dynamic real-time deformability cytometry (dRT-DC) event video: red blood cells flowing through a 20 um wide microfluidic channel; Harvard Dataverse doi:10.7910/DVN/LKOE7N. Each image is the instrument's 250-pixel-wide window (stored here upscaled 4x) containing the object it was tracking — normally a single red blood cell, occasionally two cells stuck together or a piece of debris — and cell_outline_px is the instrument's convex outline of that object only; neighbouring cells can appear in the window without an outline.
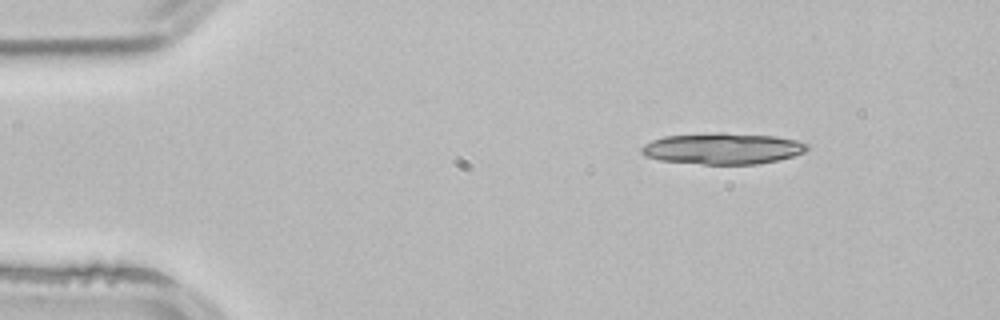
{"species": "common noctule bat (a hibernating species)", "species_latin": "Nyctalus noctula", "temperature_condition": "room temperature", "stored_images_in_passage": 14, "camera_frame_rate_fps": 3000, "um_per_image_px": 0.085, "animal": {"sex": "male", "body_mass_g": 21.5, "forearm_length_mm": 52.0}, "frame": {"image": 1, "passage_image": 1, "time_ms": 0.0, "image_size_px": [1000, 320], "cell_outline_px": [[808, 148], [804, 152], [792, 156], [776, 160], [756, 164], [704, 164], [660, 160], [644, 156], [640, 152], [640, 148], [644, 144], [652, 140], [664, 136], [720, 132], [724, 132], [776, 136], [796, 140], [808, 144]], "centroid_in_image_um": [61.4, 12.62], "position_along_channel_um": 23.6, "area_um2": 30.17}}